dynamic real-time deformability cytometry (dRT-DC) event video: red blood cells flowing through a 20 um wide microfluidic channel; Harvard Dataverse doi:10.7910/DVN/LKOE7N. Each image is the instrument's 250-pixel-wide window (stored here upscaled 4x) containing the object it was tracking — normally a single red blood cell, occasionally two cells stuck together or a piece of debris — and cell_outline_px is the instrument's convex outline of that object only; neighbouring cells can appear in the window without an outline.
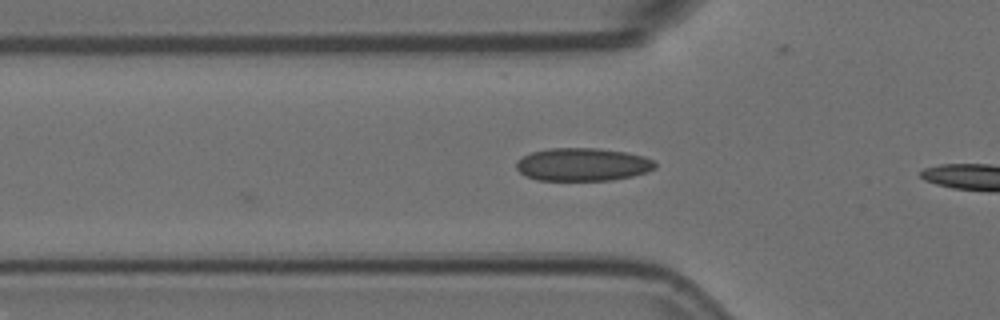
{"species": "Egyptian fruit bat (a non-hibernating species)", "species_latin": "Rousettus aegyptiacus", "temperature_condition": "room temperature", "stored_images_in_passage": 5, "camera_frame_rate_fps": 3000, "um_per_image_px": 0.085, "animal": {"sex": "female"}, "frame": {"image": 1, "passage_image": 4, "time_ms": 1.0, "image_size_px": [1000, 320], "cell_outline_px": [[656, 168], [632, 176], [612, 180], [536, 180], [520, 172], [516, 168], [516, 164], [524, 156], [532, 152], [548, 148], [596, 148], [624, 152], [644, 156], [652, 160], [656, 164]], "centroid_in_image_um": [49.53, 13.98], "position_along_channel_um": 76.3, "area_um2": 26.41}}